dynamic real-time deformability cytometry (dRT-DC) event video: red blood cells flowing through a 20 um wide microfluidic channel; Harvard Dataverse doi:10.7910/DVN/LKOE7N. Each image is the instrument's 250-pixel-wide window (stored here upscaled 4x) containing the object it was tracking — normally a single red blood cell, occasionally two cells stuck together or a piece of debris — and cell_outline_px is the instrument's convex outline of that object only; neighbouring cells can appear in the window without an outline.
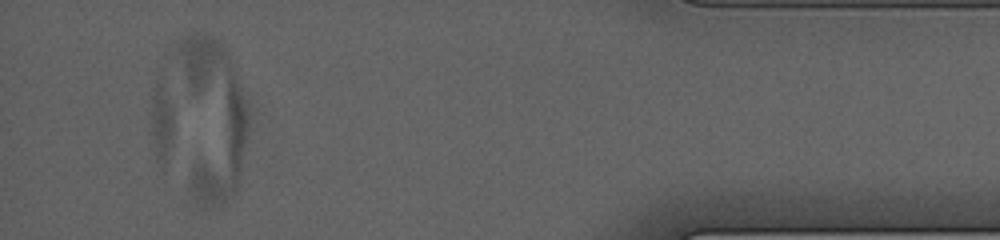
{"species": "human", "species_latin": "Homo sapiens", "temperature_condition": "cold", "stored_images_in_passage": 57, "camera_frame_rate_fps": 3000, "um_per_image_px": 0.085, "donor": {"sex": "male"}, "frame": {"image": 1, "passage_image": 57, "time_ms": 18.667, "image_size_px": [1000, 240], "cell_outline_px": [[248, 124], [240, 184], [224, 204], [220, 208], [216, 208], [204, 204], [196, 200], [192, 196], [188, 188], [176, 48], [176, 44], [192, 32], [196, 32], [212, 36], [228, 52], [232, 60], [248, 112]], "centroid_in_image_um": [17.95, 10.11], "position_along_channel_um": 417.3, "area_um2": 68.44}}